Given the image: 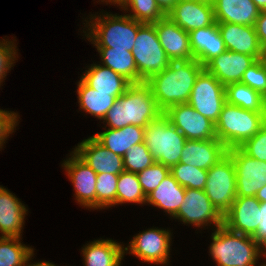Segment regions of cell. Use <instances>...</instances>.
I'll return each mask as SVG.
<instances>
[{
    "label": "cell",
    "mask_w": 266,
    "mask_h": 266,
    "mask_svg": "<svg viewBox=\"0 0 266 266\" xmlns=\"http://www.w3.org/2000/svg\"><path fill=\"white\" fill-rule=\"evenodd\" d=\"M81 17L78 31L94 48L126 49L132 51L138 29L144 24L129 17L127 13H113L102 9ZM83 28V29H82Z\"/></svg>",
    "instance_id": "cell-1"
},
{
    "label": "cell",
    "mask_w": 266,
    "mask_h": 266,
    "mask_svg": "<svg viewBox=\"0 0 266 266\" xmlns=\"http://www.w3.org/2000/svg\"><path fill=\"white\" fill-rule=\"evenodd\" d=\"M203 69L196 59L171 61L169 66L145 83L150 87L158 107L165 112L170 106L188 103L195 80Z\"/></svg>",
    "instance_id": "cell-2"
},
{
    "label": "cell",
    "mask_w": 266,
    "mask_h": 266,
    "mask_svg": "<svg viewBox=\"0 0 266 266\" xmlns=\"http://www.w3.org/2000/svg\"><path fill=\"white\" fill-rule=\"evenodd\" d=\"M163 114L145 83L132 84L109 109L100 122L104 128L121 129L128 125L145 128Z\"/></svg>",
    "instance_id": "cell-3"
},
{
    "label": "cell",
    "mask_w": 266,
    "mask_h": 266,
    "mask_svg": "<svg viewBox=\"0 0 266 266\" xmlns=\"http://www.w3.org/2000/svg\"><path fill=\"white\" fill-rule=\"evenodd\" d=\"M210 233L211 243L207 252L212 262H215V266H264L266 264V252L252 236L232 232L224 225Z\"/></svg>",
    "instance_id": "cell-4"
},
{
    "label": "cell",
    "mask_w": 266,
    "mask_h": 266,
    "mask_svg": "<svg viewBox=\"0 0 266 266\" xmlns=\"http://www.w3.org/2000/svg\"><path fill=\"white\" fill-rule=\"evenodd\" d=\"M265 112H253L225 102L215 123L216 138L227 149L238 148L265 124Z\"/></svg>",
    "instance_id": "cell-5"
},
{
    "label": "cell",
    "mask_w": 266,
    "mask_h": 266,
    "mask_svg": "<svg viewBox=\"0 0 266 266\" xmlns=\"http://www.w3.org/2000/svg\"><path fill=\"white\" fill-rule=\"evenodd\" d=\"M173 229L170 227H149L138 231L124 243V257L126 255L135 256L140 263L149 266H169L172 255ZM171 255V256H170Z\"/></svg>",
    "instance_id": "cell-6"
},
{
    "label": "cell",
    "mask_w": 266,
    "mask_h": 266,
    "mask_svg": "<svg viewBox=\"0 0 266 266\" xmlns=\"http://www.w3.org/2000/svg\"><path fill=\"white\" fill-rule=\"evenodd\" d=\"M186 140L164 113L145 127L144 142L153 159L169 168L179 163Z\"/></svg>",
    "instance_id": "cell-7"
},
{
    "label": "cell",
    "mask_w": 266,
    "mask_h": 266,
    "mask_svg": "<svg viewBox=\"0 0 266 266\" xmlns=\"http://www.w3.org/2000/svg\"><path fill=\"white\" fill-rule=\"evenodd\" d=\"M131 52L138 71V84L160 73L171 62L159 42L154 24L144 23L138 29Z\"/></svg>",
    "instance_id": "cell-8"
},
{
    "label": "cell",
    "mask_w": 266,
    "mask_h": 266,
    "mask_svg": "<svg viewBox=\"0 0 266 266\" xmlns=\"http://www.w3.org/2000/svg\"><path fill=\"white\" fill-rule=\"evenodd\" d=\"M170 220L195 227V233L201 236L202 231L208 229L209 232L223 225V215L211 203L205 191L191 188H186L183 203Z\"/></svg>",
    "instance_id": "cell-9"
},
{
    "label": "cell",
    "mask_w": 266,
    "mask_h": 266,
    "mask_svg": "<svg viewBox=\"0 0 266 266\" xmlns=\"http://www.w3.org/2000/svg\"><path fill=\"white\" fill-rule=\"evenodd\" d=\"M236 172L227 153L207 171L204 191L216 209L224 215L236 199Z\"/></svg>",
    "instance_id": "cell-10"
},
{
    "label": "cell",
    "mask_w": 266,
    "mask_h": 266,
    "mask_svg": "<svg viewBox=\"0 0 266 266\" xmlns=\"http://www.w3.org/2000/svg\"><path fill=\"white\" fill-rule=\"evenodd\" d=\"M66 178L71 182L75 203L90 212L96 210L95 173L73 150L60 162Z\"/></svg>",
    "instance_id": "cell-11"
},
{
    "label": "cell",
    "mask_w": 266,
    "mask_h": 266,
    "mask_svg": "<svg viewBox=\"0 0 266 266\" xmlns=\"http://www.w3.org/2000/svg\"><path fill=\"white\" fill-rule=\"evenodd\" d=\"M225 102V86L204 68L195 80L188 103L216 123Z\"/></svg>",
    "instance_id": "cell-12"
},
{
    "label": "cell",
    "mask_w": 266,
    "mask_h": 266,
    "mask_svg": "<svg viewBox=\"0 0 266 266\" xmlns=\"http://www.w3.org/2000/svg\"><path fill=\"white\" fill-rule=\"evenodd\" d=\"M236 172V197H255L266 184V162L247 156L239 148L227 150Z\"/></svg>",
    "instance_id": "cell-13"
},
{
    "label": "cell",
    "mask_w": 266,
    "mask_h": 266,
    "mask_svg": "<svg viewBox=\"0 0 266 266\" xmlns=\"http://www.w3.org/2000/svg\"><path fill=\"white\" fill-rule=\"evenodd\" d=\"M163 113L186 139L216 138L215 123L194 110L189 103L170 106Z\"/></svg>",
    "instance_id": "cell-14"
},
{
    "label": "cell",
    "mask_w": 266,
    "mask_h": 266,
    "mask_svg": "<svg viewBox=\"0 0 266 266\" xmlns=\"http://www.w3.org/2000/svg\"><path fill=\"white\" fill-rule=\"evenodd\" d=\"M73 150L95 173L119 175L124 171L123 157L108 150L93 136H87Z\"/></svg>",
    "instance_id": "cell-15"
},
{
    "label": "cell",
    "mask_w": 266,
    "mask_h": 266,
    "mask_svg": "<svg viewBox=\"0 0 266 266\" xmlns=\"http://www.w3.org/2000/svg\"><path fill=\"white\" fill-rule=\"evenodd\" d=\"M261 222L260 201L256 197H236L223 215V225L227 229L252 237Z\"/></svg>",
    "instance_id": "cell-16"
},
{
    "label": "cell",
    "mask_w": 266,
    "mask_h": 266,
    "mask_svg": "<svg viewBox=\"0 0 266 266\" xmlns=\"http://www.w3.org/2000/svg\"><path fill=\"white\" fill-rule=\"evenodd\" d=\"M166 16L188 33L216 22L211 0H180Z\"/></svg>",
    "instance_id": "cell-17"
},
{
    "label": "cell",
    "mask_w": 266,
    "mask_h": 266,
    "mask_svg": "<svg viewBox=\"0 0 266 266\" xmlns=\"http://www.w3.org/2000/svg\"><path fill=\"white\" fill-rule=\"evenodd\" d=\"M7 187L0 185V237H21L25 220L29 214L28 205Z\"/></svg>",
    "instance_id": "cell-18"
},
{
    "label": "cell",
    "mask_w": 266,
    "mask_h": 266,
    "mask_svg": "<svg viewBox=\"0 0 266 266\" xmlns=\"http://www.w3.org/2000/svg\"><path fill=\"white\" fill-rule=\"evenodd\" d=\"M217 25L226 50L250 55L256 60L262 58L265 54L254 26L228 22H217Z\"/></svg>",
    "instance_id": "cell-19"
},
{
    "label": "cell",
    "mask_w": 266,
    "mask_h": 266,
    "mask_svg": "<svg viewBox=\"0 0 266 266\" xmlns=\"http://www.w3.org/2000/svg\"><path fill=\"white\" fill-rule=\"evenodd\" d=\"M153 24L159 42L171 61L194 59L188 32L179 27L168 16Z\"/></svg>",
    "instance_id": "cell-20"
},
{
    "label": "cell",
    "mask_w": 266,
    "mask_h": 266,
    "mask_svg": "<svg viewBox=\"0 0 266 266\" xmlns=\"http://www.w3.org/2000/svg\"><path fill=\"white\" fill-rule=\"evenodd\" d=\"M80 254L83 266H122L124 257V242L114 238H94L85 242Z\"/></svg>",
    "instance_id": "cell-21"
},
{
    "label": "cell",
    "mask_w": 266,
    "mask_h": 266,
    "mask_svg": "<svg viewBox=\"0 0 266 266\" xmlns=\"http://www.w3.org/2000/svg\"><path fill=\"white\" fill-rule=\"evenodd\" d=\"M256 61L253 56L228 51L211 60L204 68L221 84L241 82L244 72Z\"/></svg>",
    "instance_id": "cell-22"
},
{
    "label": "cell",
    "mask_w": 266,
    "mask_h": 266,
    "mask_svg": "<svg viewBox=\"0 0 266 266\" xmlns=\"http://www.w3.org/2000/svg\"><path fill=\"white\" fill-rule=\"evenodd\" d=\"M226 146L217 138L209 140L187 139L180 158V163L209 170L227 154Z\"/></svg>",
    "instance_id": "cell-23"
},
{
    "label": "cell",
    "mask_w": 266,
    "mask_h": 266,
    "mask_svg": "<svg viewBox=\"0 0 266 266\" xmlns=\"http://www.w3.org/2000/svg\"><path fill=\"white\" fill-rule=\"evenodd\" d=\"M85 69L83 72L82 70ZM80 78L97 92L110 93L117 99L132 85L122 75L92 60L81 69Z\"/></svg>",
    "instance_id": "cell-24"
},
{
    "label": "cell",
    "mask_w": 266,
    "mask_h": 266,
    "mask_svg": "<svg viewBox=\"0 0 266 266\" xmlns=\"http://www.w3.org/2000/svg\"><path fill=\"white\" fill-rule=\"evenodd\" d=\"M190 48L194 59L205 67L211 60L226 51L217 22L189 32Z\"/></svg>",
    "instance_id": "cell-25"
},
{
    "label": "cell",
    "mask_w": 266,
    "mask_h": 266,
    "mask_svg": "<svg viewBox=\"0 0 266 266\" xmlns=\"http://www.w3.org/2000/svg\"><path fill=\"white\" fill-rule=\"evenodd\" d=\"M216 22L254 26L260 10L252 0H211Z\"/></svg>",
    "instance_id": "cell-26"
},
{
    "label": "cell",
    "mask_w": 266,
    "mask_h": 266,
    "mask_svg": "<svg viewBox=\"0 0 266 266\" xmlns=\"http://www.w3.org/2000/svg\"><path fill=\"white\" fill-rule=\"evenodd\" d=\"M186 188L182 187L171 173L160 185L146 196V206L156 207L171 219L183 203Z\"/></svg>",
    "instance_id": "cell-27"
},
{
    "label": "cell",
    "mask_w": 266,
    "mask_h": 266,
    "mask_svg": "<svg viewBox=\"0 0 266 266\" xmlns=\"http://www.w3.org/2000/svg\"><path fill=\"white\" fill-rule=\"evenodd\" d=\"M92 136L108 150L120 156L138 143L144 142L145 128L137 125H128L121 129L104 128Z\"/></svg>",
    "instance_id": "cell-28"
},
{
    "label": "cell",
    "mask_w": 266,
    "mask_h": 266,
    "mask_svg": "<svg viewBox=\"0 0 266 266\" xmlns=\"http://www.w3.org/2000/svg\"><path fill=\"white\" fill-rule=\"evenodd\" d=\"M76 84V97L78 103L77 112L85 113L82 115H90L100 121L106 116L109 109L117 100L115 96L110 93L97 92L95 89L89 87L80 77Z\"/></svg>",
    "instance_id": "cell-29"
},
{
    "label": "cell",
    "mask_w": 266,
    "mask_h": 266,
    "mask_svg": "<svg viewBox=\"0 0 266 266\" xmlns=\"http://www.w3.org/2000/svg\"><path fill=\"white\" fill-rule=\"evenodd\" d=\"M100 65L112 69L132 84H138V71L131 51L126 49L96 48Z\"/></svg>",
    "instance_id": "cell-30"
},
{
    "label": "cell",
    "mask_w": 266,
    "mask_h": 266,
    "mask_svg": "<svg viewBox=\"0 0 266 266\" xmlns=\"http://www.w3.org/2000/svg\"><path fill=\"white\" fill-rule=\"evenodd\" d=\"M226 102L253 112H265L263 95L248 85L237 82L225 86Z\"/></svg>",
    "instance_id": "cell-31"
},
{
    "label": "cell",
    "mask_w": 266,
    "mask_h": 266,
    "mask_svg": "<svg viewBox=\"0 0 266 266\" xmlns=\"http://www.w3.org/2000/svg\"><path fill=\"white\" fill-rule=\"evenodd\" d=\"M146 196L142 191L137 173L123 171L119 174L116 191V208L123 205L145 206Z\"/></svg>",
    "instance_id": "cell-32"
},
{
    "label": "cell",
    "mask_w": 266,
    "mask_h": 266,
    "mask_svg": "<svg viewBox=\"0 0 266 266\" xmlns=\"http://www.w3.org/2000/svg\"><path fill=\"white\" fill-rule=\"evenodd\" d=\"M21 237H0V266H25L28 257L36 252Z\"/></svg>",
    "instance_id": "cell-33"
},
{
    "label": "cell",
    "mask_w": 266,
    "mask_h": 266,
    "mask_svg": "<svg viewBox=\"0 0 266 266\" xmlns=\"http://www.w3.org/2000/svg\"><path fill=\"white\" fill-rule=\"evenodd\" d=\"M119 11L141 23L153 24L166 15L161 11L155 0H126Z\"/></svg>",
    "instance_id": "cell-34"
},
{
    "label": "cell",
    "mask_w": 266,
    "mask_h": 266,
    "mask_svg": "<svg viewBox=\"0 0 266 266\" xmlns=\"http://www.w3.org/2000/svg\"><path fill=\"white\" fill-rule=\"evenodd\" d=\"M119 175L97 174L96 182V211L116 207V191Z\"/></svg>",
    "instance_id": "cell-35"
},
{
    "label": "cell",
    "mask_w": 266,
    "mask_h": 266,
    "mask_svg": "<svg viewBox=\"0 0 266 266\" xmlns=\"http://www.w3.org/2000/svg\"><path fill=\"white\" fill-rule=\"evenodd\" d=\"M207 171L180 162L170 168V173L182 187L198 190H204Z\"/></svg>",
    "instance_id": "cell-36"
},
{
    "label": "cell",
    "mask_w": 266,
    "mask_h": 266,
    "mask_svg": "<svg viewBox=\"0 0 266 266\" xmlns=\"http://www.w3.org/2000/svg\"><path fill=\"white\" fill-rule=\"evenodd\" d=\"M11 38V39H10ZM16 36H4L0 38V87L7 79L8 73L15 67V63L18 62L20 51Z\"/></svg>",
    "instance_id": "cell-37"
},
{
    "label": "cell",
    "mask_w": 266,
    "mask_h": 266,
    "mask_svg": "<svg viewBox=\"0 0 266 266\" xmlns=\"http://www.w3.org/2000/svg\"><path fill=\"white\" fill-rule=\"evenodd\" d=\"M155 162L145 142L135 144L123 156L124 171L133 173H138Z\"/></svg>",
    "instance_id": "cell-38"
},
{
    "label": "cell",
    "mask_w": 266,
    "mask_h": 266,
    "mask_svg": "<svg viewBox=\"0 0 266 266\" xmlns=\"http://www.w3.org/2000/svg\"><path fill=\"white\" fill-rule=\"evenodd\" d=\"M169 173L170 168L158 162L138 172L137 177L145 196L155 190Z\"/></svg>",
    "instance_id": "cell-39"
},
{
    "label": "cell",
    "mask_w": 266,
    "mask_h": 266,
    "mask_svg": "<svg viewBox=\"0 0 266 266\" xmlns=\"http://www.w3.org/2000/svg\"><path fill=\"white\" fill-rule=\"evenodd\" d=\"M20 114L19 111H12L0 108V151L4 150V146L7 145L8 140L15 134L17 128L20 124Z\"/></svg>",
    "instance_id": "cell-40"
},
{
    "label": "cell",
    "mask_w": 266,
    "mask_h": 266,
    "mask_svg": "<svg viewBox=\"0 0 266 266\" xmlns=\"http://www.w3.org/2000/svg\"><path fill=\"white\" fill-rule=\"evenodd\" d=\"M238 148L247 156L266 162V123Z\"/></svg>",
    "instance_id": "cell-41"
},
{
    "label": "cell",
    "mask_w": 266,
    "mask_h": 266,
    "mask_svg": "<svg viewBox=\"0 0 266 266\" xmlns=\"http://www.w3.org/2000/svg\"><path fill=\"white\" fill-rule=\"evenodd\" d=\"M241 83L260 92H266V73L261 62V58L256 60L243 74Z\"/></svg>",
    "instance_id": "cell-42"
},
{
    "label": "cell",
    "mask_w": 266,
    "mask_h": 266,
    "mask_svg": "<svg viewBox=\"0 0 266 266\" xmlns=\"http://www.w3.org/2000/svg\"><path fill=\"white\" fill-rule=\"evenodd\" d=\"M260 212L262 222L259 224L257 233L253 236V238L266 252V202H260Z\"/></svg>",
    "instance_id": "cell-43"
},
{
    "label": "cell",
    "mask_w": 266,
    "mask_h": 266,
    "mask_svg": "<svg viewBox=\"0 0 266 266\" xmlns=\"http://www.w3.org/2000/svg\"><path fill=\"white\" fill-rule=\"evenodd\" d=\"M254 28L257 33L259 43L266 52V11H260Z\"/></svg>",
    "instance_id": "cell-44"
},
{
    "label": "cell",
    "mask_w": 266,
    "mask_h": 266,
    "mask_svg": "<svg viewBox=\"0 0 266 266\" xmlns=\"http://www.w3.org/2000/svg\"><path fill=\"white\" fill-rule=\"evenodd\" d=\"M35 254H37V253H32L29 257H28V259H27V261H26V264H25V266H59L58 264H55L54 262H51V260H36V255ZM35 258V260L33 261V259ZM62 266H64V265H62ZM65 266H68V265H65ZM70 266V265H69Z\"/></svg>",
    "instance_id": "cell-45"
},
{
    "label": "cell",
    "mask_w": 266,
    "mask_h": 266,
    "mask_svg": "<svg viewBox=\"0 0 266 266\" xmlns=\"http://www.w3.org/2000/svg\"><path fill=\"white\" fill-rule=\"evenodd\" d=\"M161 11L167 15L180 0H155Z\"/></svg>",
    "instance_id": "cell-46"
},
{
    "label": "cell",
    "mask_w": 266,
    "mask_h": 266,
    "mask_svg": "<svg viewBox=\"0 0 266 266\" xmlns=\"http://www.w3.org/2000/svg\"><path fill=\"white\" fill-rule=\"evenodd\" d=\"M98 4H103V6H109V8L111 7V5L115 6L116 9L120 8L125 2L126 0H93Z\"/></svg>",
    "instance_id": "cell-47"
},
{
    "label": "cell",
    "mask_w": 266,
    "mask_h": 266,
    "mask_svg": "<svg viewBox=\"0 0 266 266\" xmlns=\"http://www.w3.org/2000/svg\"><path fill=\"white\" fill-rule=\"evenodd\" d=\"M260 202H266V184L263 185V187L258 190L256 196H255Z\"/></svg>",
    "instance_id": "cell-48"
},
{
    "label": "cell",
    "mask_w": 266,
    "mask_h": 266,
    "mask_svg": "<svg viewBox=\"0 0 266 266\" xmlns=\"http://www.w3.org/2000/svg\"><path fill=\"white\" fill-rule=\"evenodd\" d=\"M260 11H266V0H252Z\"/></svg>",
    "instance_id": "cell-49"
},
{
    "label": "cell",
    "mask_w": 266,
    "mask_h": 266,
    "mask_svg": "<svg viewBox=\"0 0 266 266\" xmlns=\"http://www.w3.org/2000/svg\"><path fill=\"white\" fill-rule=\"evenodd\" d=\"M261 62H262V65H263L265 73H266V52L263 55V57L261 58ZM263 98H264V101L266 103V92L263 94Z\"/></svg>",
    "instance_id": "cell-50"
},
{
    "label": "cell",
    "mask_w": 266,
    "mask_h": 266,
    "mask_svg": "<svg viewBox=\"0 0 266 266\" xmlns=\"http://www.w3.org/2000/svg\"><path fill=\"white\" fill-rule=\"evenodd\" d=\"M265 123H266V103H265Z\"/></svg>",
    "instance_id": "cell-51"
}]
</instances>
